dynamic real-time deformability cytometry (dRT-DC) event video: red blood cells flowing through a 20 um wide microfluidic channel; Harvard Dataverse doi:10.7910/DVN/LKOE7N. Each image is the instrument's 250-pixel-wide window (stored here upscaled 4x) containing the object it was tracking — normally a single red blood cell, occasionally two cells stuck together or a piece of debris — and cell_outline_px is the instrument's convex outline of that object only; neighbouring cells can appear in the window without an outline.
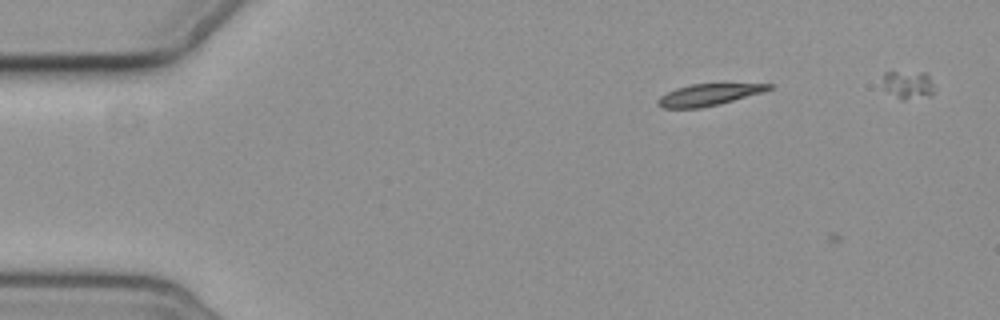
{"species": "common noctule bat (a hibernating species)", "species_latin": "Nyctalus noctula", "temperature_condition": "cold", "stored_images_in_passage": 4, "camera_frame_rate_fps": 3000, "um_per_image_px": 0.085, "animal": {"sex": "female", "body_mass_g": 19.3, "forearm_length_mm": 54.1}, "frame": {"image": 1, "passage_image": 2, "time_ms": 1.0, "image_size_px": [1000, 320], "cell_outline_px": [[772, 88], [764, 92], [720, 104], [700, 108], [660, 108], [656, 104], [656, 100], [660, 96], [676, 88], [692, 84], [772, 84]], "centroid_in_image_um": [60.19, 8.07], "position_along_channel_um": 24.8, "area_um2": 13.99}}